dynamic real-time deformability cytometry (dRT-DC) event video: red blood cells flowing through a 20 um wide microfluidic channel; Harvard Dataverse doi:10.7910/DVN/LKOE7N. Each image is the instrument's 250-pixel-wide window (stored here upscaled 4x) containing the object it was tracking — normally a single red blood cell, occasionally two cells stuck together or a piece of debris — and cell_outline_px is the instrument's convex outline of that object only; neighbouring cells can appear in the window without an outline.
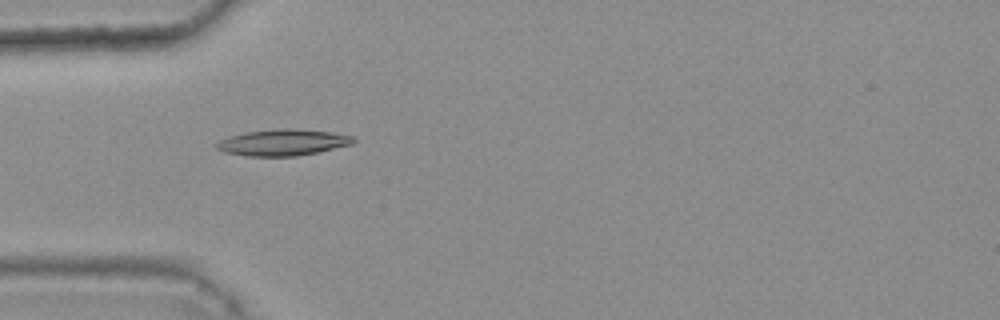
{"species": "common noctule bat (a hibernating species)", "species_latin": "Nyctalus noctula", "temperature_condition": "warm", "stored_images_in_passage": 5, "camera_frame_rate_fps": 3000, "um_per_image_px": 0.085, "animal": {"sex": "female", "body_mass_g": 25.1}, "frame": {"image": 1, "passage_image": 1, "time_ms": 0.0, "image_size_px": [1000, 320], "cell_outline_px": [[356, 140], [352, 144], [316, 152], [296, 156], [244, 156], [224, 152], [216, 148], [216, 144], [220, 140], [228, 136], [244, 132], [284, 128], [288, 128], [332, 132], [352, 136]], "centroid_in_image_um": [24.0, 12.11], "position_along_channel_um": 61.0, "area_um2": 20.87}}